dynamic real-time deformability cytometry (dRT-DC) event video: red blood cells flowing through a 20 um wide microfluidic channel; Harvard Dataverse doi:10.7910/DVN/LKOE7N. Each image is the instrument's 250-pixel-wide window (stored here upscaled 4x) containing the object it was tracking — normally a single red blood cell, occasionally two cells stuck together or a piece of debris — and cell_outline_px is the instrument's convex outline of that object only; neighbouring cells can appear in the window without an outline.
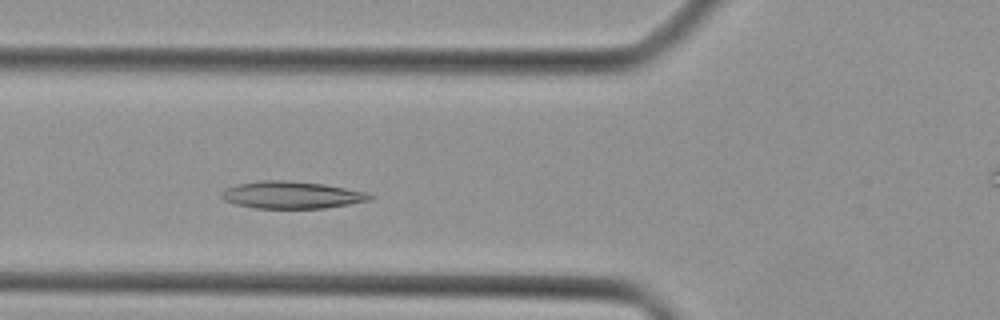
{"species": "Egyptian fruit bat (a non-hibernating species)", "species_latin": "Rousettus aegyptiacus", "temperature_condition": "cold", "stored_images_in_passage": 38, "camera_frame_rate_fps": 3000, "um_per_image_px": 0.085, "animal": {"sex": "female"}, "frame": {"image": 1, "passage_image": 9, "time_ms": 2.667, "image_size_px": [1000, 320], "cell_outline_px": [[376, 196], [372, 200], [324, 208], [256, 208], [236, 204], [224, 200], [220, 196], [220, 192], [224, 188], [236, 184], [260, 180], [288, 180], [324, 184], [368, 192]], "centroid_in_image_um": [24.79, 16.56], "position_along_channel_um": 101.0, "area_um2": 23.76}}
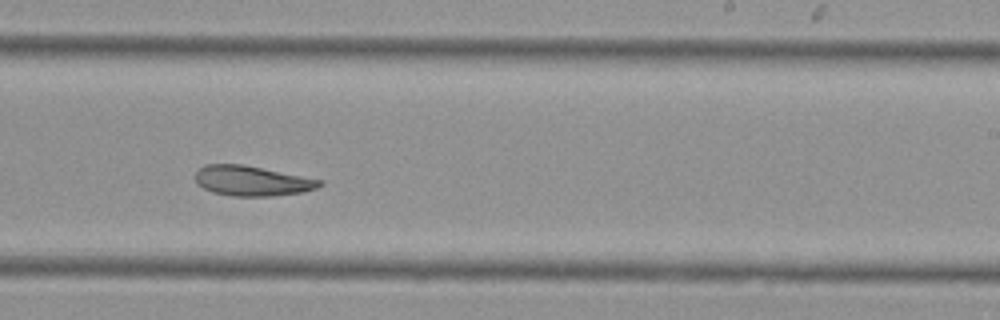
{"frame": {"image": 2, "passage_image": 20, "time_ms": 6.333, "image_size_px": [1000, 320], "cell_outline_px": [[324, 184], [316, 188], [304, 192], [272, 196], [232, 196], [212, 192], [196, 184], [196, 172], [204, 164], [244, 164], [324, 180]], "centroid_in_image_um": [21.44, 15.37], "position_along_channel_um": 267.6, "area_um2": 21.96}}
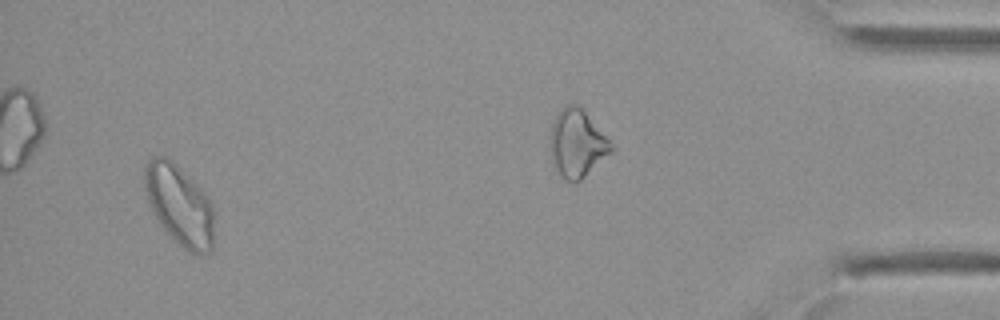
{"frame": {"image": 3, "passage_image": 35, "time_ms": 11.333, "image_size_px": [1000, 320], "cell_outline_px": [[212, 252], [200, 256], [196, 256], [188, 252], [160, 224], [148, 204], [144, 188], [144, 164], [152, 156], [164, 156], [172, 160], [208, 196], [212, 204]], "centroid_in_image_um": [15.23, 17.42], "position_along_channel_um": 420.0, "area_um2": 32.48}}